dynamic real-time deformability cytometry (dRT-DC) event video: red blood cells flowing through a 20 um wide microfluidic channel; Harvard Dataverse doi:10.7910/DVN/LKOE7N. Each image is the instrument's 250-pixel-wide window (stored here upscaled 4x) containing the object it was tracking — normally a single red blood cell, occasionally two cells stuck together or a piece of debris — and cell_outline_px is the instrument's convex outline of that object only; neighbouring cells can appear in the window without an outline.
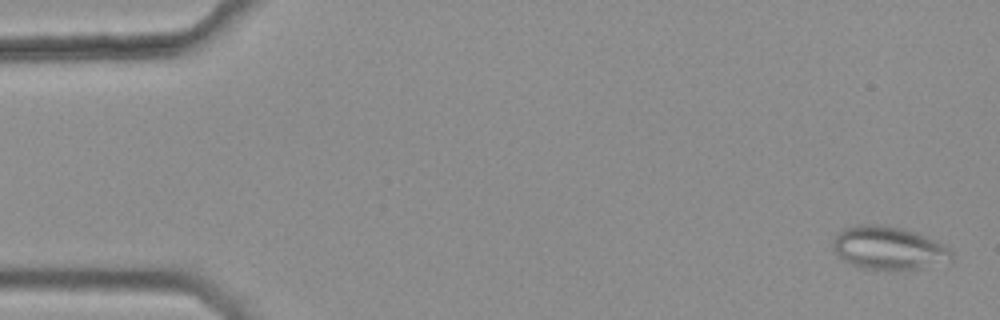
{"species": "common noctule bat (a hibernating species)", "species_latin": "Nyctalus noctula", "temperature_condition": "warm", "stored_images_in_passage": 45, "camera_frame_rate_fps": 3000, "um_per_image_px": 0.085, "animal": {"sex": "female", "body_mass_g": 25.1}, "frame": {"image": 1, "passage_image": 2, "time_ms": 0.333, "image_size_px": [1000, 320], "cell_outline_px": [[952, 260], [916, 268], [864, 268], [852, 264], [836, 256], [832, 248], [836, 236], [844, 228], [856, 224], [876, 224], [900, 228], [924, 236], [952, 248]], "centroid_in_image_um": [75.49, 21.06], "position_along_channel_um": 9.5, "area_um2": 29.02}}
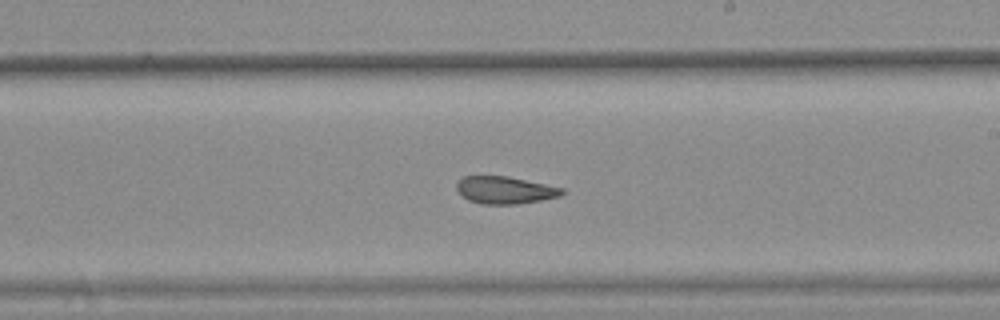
{"frame": {"image": 2, "passage_image": 31, "time_ms": 10.0, "image_size_px": [1000, 320], "cell_outline_px": [[564, 192], [560, 196], [540, 200], [516, 204], [480, 204], [468, 200], [456, 188], [456, 184], [464, 176], [508, 176], [564, 188]], "centroid_in_image_um": [42.93, 16.16], "position_along_channel_um": 246.1, "area_um2": 16.65}}
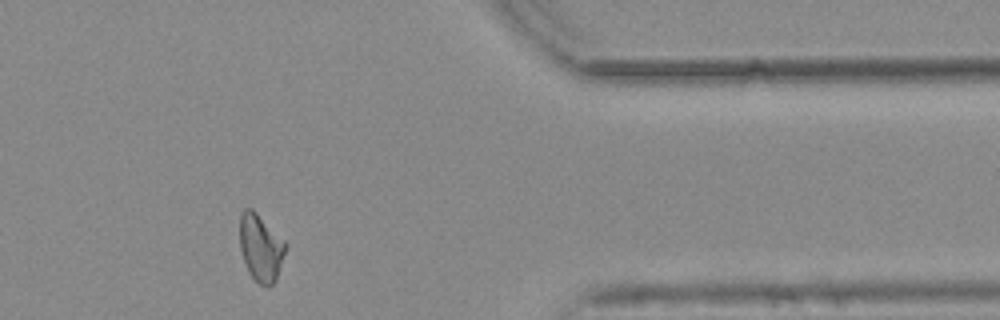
{"frame": {"image": 3, "passage_image": 44, "time_ms": 14.333, "image_size_px": [1000, 320], "cell_outline_px": [[284, 252], [276, 280], [268, 288], [260, 284], [248, 272], [240, 248], [240, 212], [244, 208], [252, 208], [284, 240]], "centroid_in_image_um": [22.13, 21.04], "position_along_channel_um": 389.3, "area_um2": 17.57}, "authors_computed_cell_mechanics": {"area_um2": 18.5538, "velocity_mm_per_s": 3.7997, "shape_relaxation_time_tau1_ms": null, "shape_relaxation_time_tau2_ms": 3.3192, "deformation_change_tau1": null, "deformation_change_tau2": 0.1034}}